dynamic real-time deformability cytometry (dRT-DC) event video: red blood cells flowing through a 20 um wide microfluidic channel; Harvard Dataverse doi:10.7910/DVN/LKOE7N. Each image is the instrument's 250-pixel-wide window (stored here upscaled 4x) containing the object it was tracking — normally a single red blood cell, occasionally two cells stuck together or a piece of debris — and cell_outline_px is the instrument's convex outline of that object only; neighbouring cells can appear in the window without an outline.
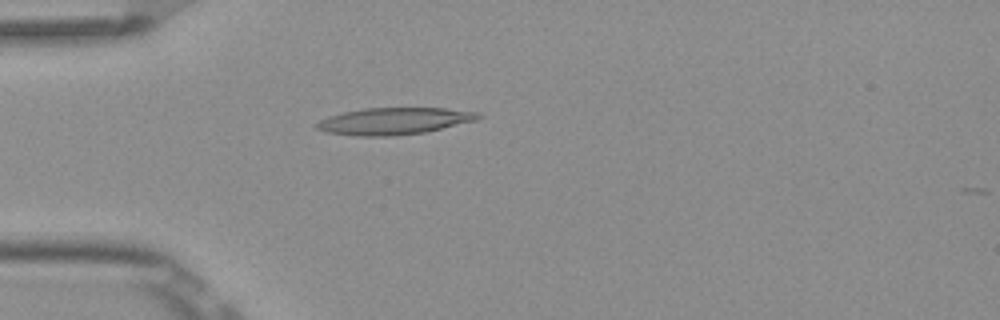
{"species": "Egyptian fruit bat (a non-hibernating species)", "species_latin": "Rousettus aegyptiacus", "temperature_condition": "room temperature", "stored_images_in_passage": 4, "camera_frame_rate_fps": 3000, "um_per_image_px": 0.085, "frame": {"image": 1, "passage_image": 4, "time_ms": 1.0, "image_size_px": [1000, 320], "cell_outline_px": [[484, 116], [476, 120], [424, 132], [392, 136], [356, 136], [328, 132], [316, 128], [312, 124], [328, 116], [344, 112], [364, 108], [444, 108], [476, 112]], "centroid_in_image_um": [33.45, 10.29], "position_along_channel_um": 51.5, "area_um2": 25.14}}